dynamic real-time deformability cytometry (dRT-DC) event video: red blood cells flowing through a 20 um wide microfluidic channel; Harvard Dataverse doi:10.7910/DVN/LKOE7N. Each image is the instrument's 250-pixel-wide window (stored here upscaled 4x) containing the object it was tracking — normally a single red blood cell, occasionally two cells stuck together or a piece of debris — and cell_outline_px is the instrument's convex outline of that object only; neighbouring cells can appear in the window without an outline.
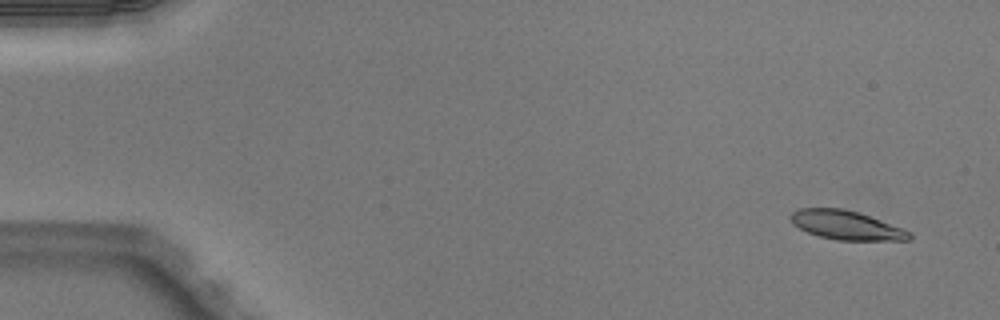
{"species": "Egyptian fruit bat (a non-hibernating species)", "species_latin": "Rousettus aegyptiacus", "temperature_condition": "warm", "stored_images_in_passage": 49, "camera_frame_rate_fps": 3000, "um_per_image_px": 0.085, "animal": {"sex": "male"}, "frame": {"image": 1, "passage_image": 1, "time_ms": 0.0, "image_size_px": [1000, 320], "cell_outline_px": [[912, 236], [908, 240], [836, 240], [820, 236], [808, 232], [792, 224], [788, 216], [792, 212], [800, 208], [844, 208], [860, 212], [912, 232]], "centroid_in_image_um": [71.91, 19.13], "position_along_channel_um": 13.1, "area_um2": 20.11}}
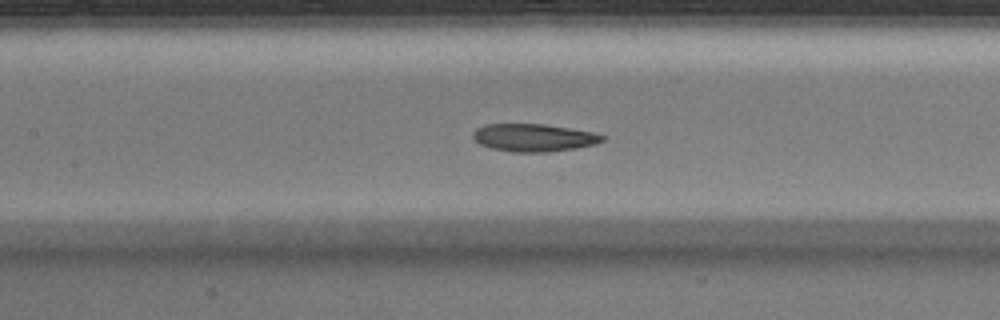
{"frame": {"image": 2, "passage_image": 22, "time_ms": 7.0, "image_size_px": [1000, 320], "cell_outline_px": [[604, 140], [596, 144], [576, 148], [548, 152], [512, 152], [492, 148], [480, 144], [472, 136], [472, 132], [476, 128], [484, 124], [544, 124], [592, 132], [604, 136]], "centroid_in_image_um": [45.34, 11.7], "position_along_channel_um": 162.1, "area_um2": 20.81}}
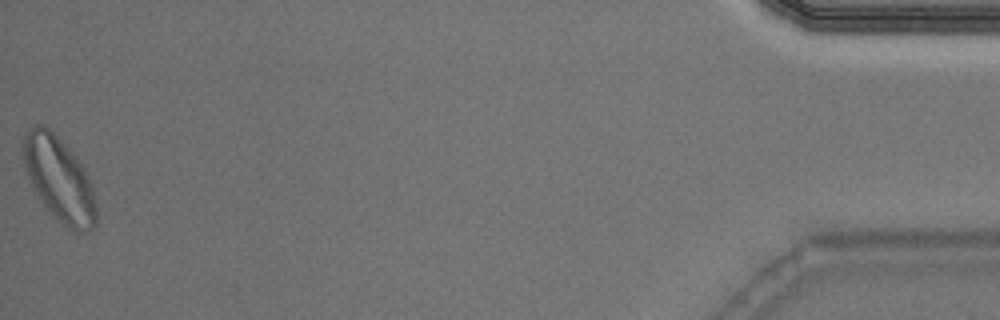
{"frame": {"image": 3, "passage_image": 49, "time_ms": 16.0, "image_size_px": [1000, 320], "cell_outline_px": [[96, 224], [92, 228], [84, 232], [76, 232], [68, 228], [40, 200], [32, 188], [24, 168], [24, 136], [36, 124], [44, 124], [60, 140], [84, 168], [92, 188], [96, 208]], "centroid_in_image_um": [5.02, 15.25], "position_along_channel_um": 430.2, "area_um2": 34.91}, "authors_computed_cell_mechanics": {"area_um2": 21.2126, "velocity_mm_per_s": 3.9937, "shape_relaxation_time_tau1_ms": 9.3824, "shape_relaxation_time_tau2_ms": 6.2091, "deformation_change_tau1": 0.2154, "deformation_change_tau2": 0.1358}}